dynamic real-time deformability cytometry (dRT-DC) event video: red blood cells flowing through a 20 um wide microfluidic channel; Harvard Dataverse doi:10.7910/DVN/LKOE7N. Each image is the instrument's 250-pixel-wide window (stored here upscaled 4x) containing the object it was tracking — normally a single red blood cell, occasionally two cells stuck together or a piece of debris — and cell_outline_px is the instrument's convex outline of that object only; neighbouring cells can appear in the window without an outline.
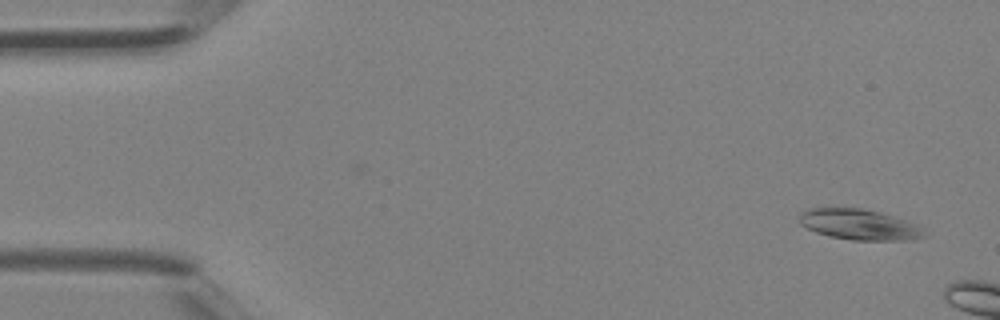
{"species": "Egyptian fruit bat (a non-hibernating species)", "species_latin": "Rousettus aegyptiacus", "temperature_condition": "room temperature", "stored_images_in_passage": 8, "camera_frame_rate_fps": 3000, "um_per_image_px": 0.085, "animal": {"sex": "female"}, "frame": {"image": 1, "passage_image": 2, "time_ms": 0.333, "image_size_px": [1000, 320], "cell_outline_px": [[928, 236], [912, 240], [852, 240], [828, 236], [816, 232], [800, 224], [800, 212], [804, 208], [864, 208], [880, 212], [916, 224]], "centroid_in_image_um": [73.02, 19.08], "position_along_channel_um": 12.0, "area_um2": 22.31}}